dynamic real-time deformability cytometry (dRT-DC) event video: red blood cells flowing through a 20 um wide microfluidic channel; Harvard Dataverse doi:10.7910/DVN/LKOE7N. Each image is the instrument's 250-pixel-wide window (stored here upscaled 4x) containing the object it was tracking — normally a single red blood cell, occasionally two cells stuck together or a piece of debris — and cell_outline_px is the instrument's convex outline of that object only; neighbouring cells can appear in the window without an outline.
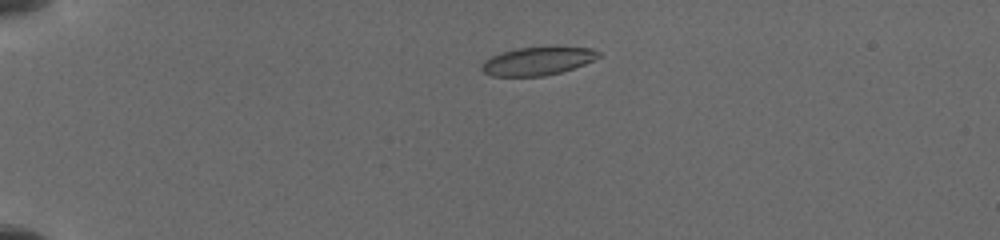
{"species": "common noctule bat (a hibernating species)", "species_latin": "Nyctalus noctula", "temperature_condition": "cold", "stored_images_in_passage": 15, "camera_frame_rate_fps": 3000, "um_per_image_px": 0.085, "animal": {"sex": "female", "body_mass_g": 19.5, "forearm_length_mm": 54.1}, "frame": {"image": 1, "passage_image": 3, "time_ms": 1.0, "image_size_px": [1000, 240], "cell_outline_px": [[600, 56], [584, 64], [560, 72], [544, 76], [492, 76], [484, 72], [480, 68], [480, 64], [484, 60], [492, 56], [504, 52], [520, 48], [592, 48], [600, 52]], "centroid_in_image_um": [45.65, 5.21], "position_along_channel_um": 39.4, "area_um2": 18.67}}
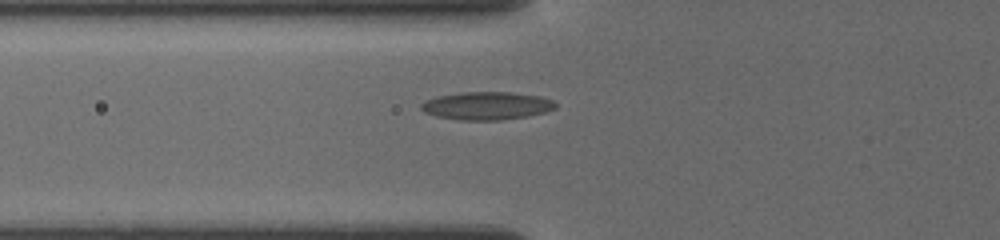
{"frame": {"image": 2, "passage_image": 12, "time_ms": 3.667, "image_size_px": [1000, 240], "cell_outline_px": [[556, 108], [544, 112], [528, 116], [500, 120], [460, 120], [436, 116], [424, 112], [420, 108], [420, 104], [436, 96], [460, 92], [508, 92], [540, 96], [552, 100], [556, 104]], "centroid_in_image_um": [41.35, 8.99], "position_along_channel_um": 84.4, "area_um2": 21.85}}
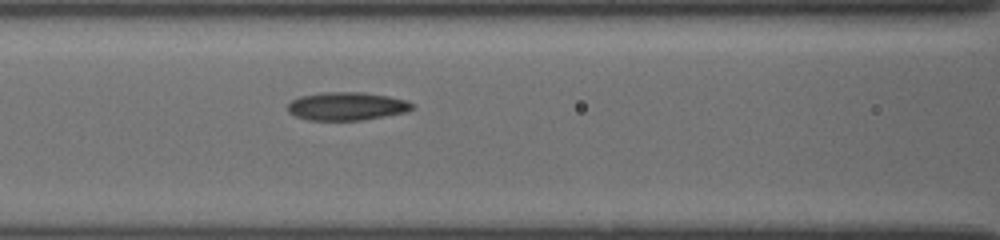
{"frame": {"image": 3, "passage_image": 15, "time_ms": 5.0, "image_size_px": [1000, 240], "cell_outline_px": [[412, 108], [408, 112], [360, 120], [308, 120], [296, 116], [288, 112], [288, 104], [292, 100], [300, 96], [324, 92], [364, 92], [388, 96], [408, 100], [412, 104]], "centroid_in_image_um": [29.47, 9.02], "position_along_channel_um": 137.1, "area_um2": 20.4}}